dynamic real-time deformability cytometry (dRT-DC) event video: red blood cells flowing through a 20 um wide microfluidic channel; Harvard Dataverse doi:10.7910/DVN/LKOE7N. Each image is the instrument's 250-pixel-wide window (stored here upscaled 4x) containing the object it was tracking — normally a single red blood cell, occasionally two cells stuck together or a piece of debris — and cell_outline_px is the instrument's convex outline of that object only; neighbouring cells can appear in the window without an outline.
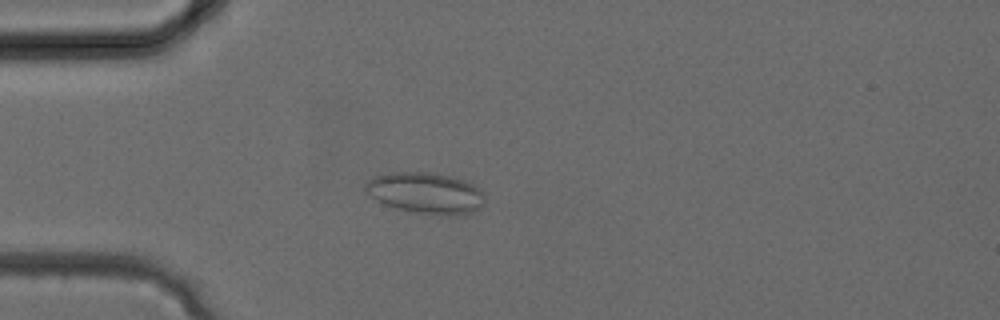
{"species": "common noctule bat (a hibernating species)", "species_latin": "Nyctalus noctula", "temperature_condition": "cold", "stored_images_in_passage": 31, "camera_frame_rate_fps": 3000, "um_per_image_px": 0.085, "animal": {"sex": "female", "body_mass_g": 24.6, "forearm_length_mm": 56.2}, "frame": {"image": 1, "passage_image": 7, "time_ms": 2.0, "image_size_px": [1000, 320], "cell_outline_px": [[484, 204], [480, 208], [472, 212], [456, 216], [448, 216], [416, 212], [396, 208], [384, 204], [376, 200], [364, 192], [364, 184], [372, 176], [392, 172], [420, 172], [452, 176], [464, 180], [480, 188], [484, 192]], "centroid_in_image_um": [36.17, 16.41], "position_along_channel_um": 48.8, "area_um2": 28.9}}
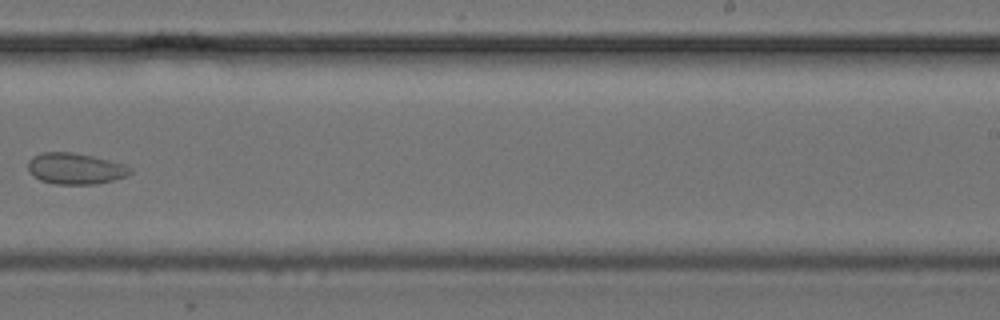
{"frame": {"image": 2, "passage_image": 19, "time_ms": 6.0, "image_size_px": [1000, 320], "cell_outline_px": [[132, 172], [124, 176], [112, 180], [96, 184], [56, 184], [40, 180], [32, 176], [28, 168], [28, 160], [32, 156], [40, 152], [72, 152], [92, 156], [124, 164], [132, 168]], "centroid_in_image_um": [6.36, 14.32], "position_along_channel_um": 282.6, "area_um2": 18.55}}
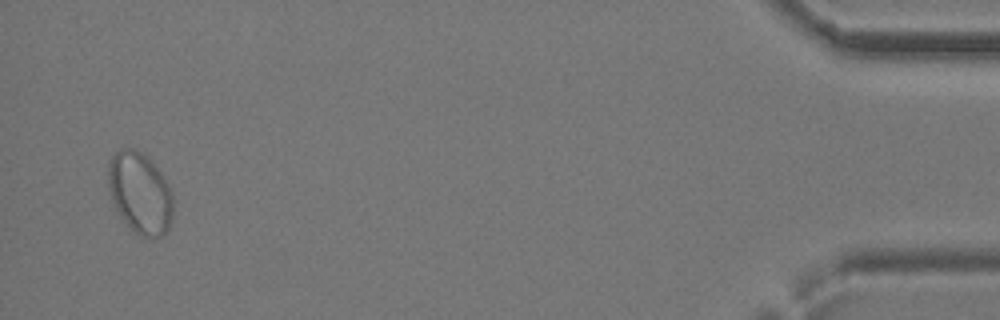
{"frame": {"image": 3, "passage_image": 30, "time_ms": 9.667, "image_size_px": [1000, 320], "cell_outline_px": [[172, 220], [168, 228], [160, 236], [140, 236], [132, 232], [120, 216], [112, 204], [108, 184], [108, 164], [112, 156], [120, 148], [132, 148], [144, 152], [148, 156], [164, 176], [172, 192]], "centroid_in_image_um": [11.88, 16.38], "position_along_channel_um": 423.3, "area_um2": 31.15}}